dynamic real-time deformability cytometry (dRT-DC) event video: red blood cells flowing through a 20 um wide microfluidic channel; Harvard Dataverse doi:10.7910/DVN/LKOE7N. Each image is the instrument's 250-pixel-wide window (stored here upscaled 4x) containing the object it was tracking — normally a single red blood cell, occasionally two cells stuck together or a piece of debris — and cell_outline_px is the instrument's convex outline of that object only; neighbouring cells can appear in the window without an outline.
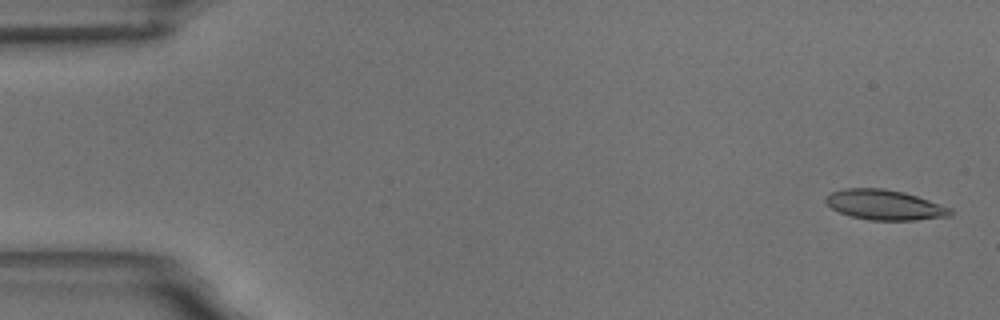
{"species": "common noctule bat (a hibernating species)", "species_latin": "Nyctalus noctula", "temperature_condition": "room temperature", "stored_images_in_passage": 15, "camera_frame_rate_fps": 3000, "um_per_image_px": 0.085, "animal": {"sex": "male", "body_mass_g": 18.8}, "frame": {"image": 1, "passage_image": 1, "time_ms": 0.0, "image_size_px": [1000, 320], "cell_outline_px": [[952, 216], [916, 220], [868, 220], [852, 216], [840, 212], [832, 208], [824, 200], [832, 192], [844, 188], [884, 188], [904, 192], [952, 208]], "centroid_in_image_um": [75.22, 17.41], "position_along_channel_um": 9.8, "area_um2": 21.73}}
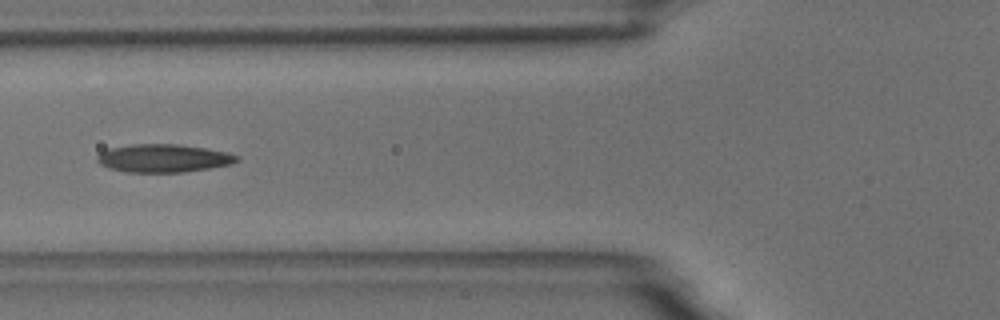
{"frame": {"image": 2, "passage_image": 6, "time_ms": 6.667, "image_size_px": [1000, 320], "cell_outline_px": [[240, 160], [232, 164], [184, 172], [124, 172], [108, 168], [100, 164], [96, 160], [96, 156], [100, 152], [112, 148], [132, 144], [176, 144], [208, 148], [228, 152], [240, 156]], "centroid_in_image_um": [13.91, 13.45], "position_along_channel_um": 111.9, "area_um2": 23.0}}
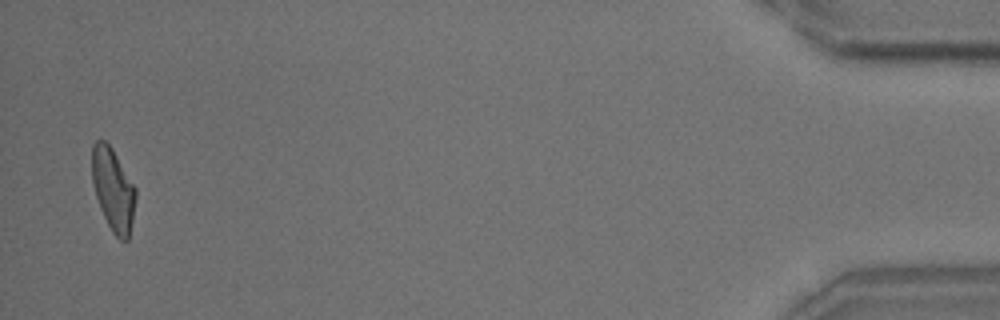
{"frame": {"image": 3, "passage_image": 15, "time_ms": 18.0, "image_size_px": [1000, 320], "cell_outline_px": [[136, 196], [132, 220], [128, 240], [120, 240], [112, 232], [100, 208], [96, 196], [92, 180], [92, 144], [96, 140], [104, 140], [112, 148], [136, 188]], "centroid_in_image_um": [9.61, 16.09], "position_along_channel_um": 425.6, "area_um2": 20.87}, "authors_computed_cell_mechanics": {"area_um2": 21.7328, "velocity_mm_per_s": 3.5437, "shape_relaxation_time_tau1_ms": 4.3798, "shape_relaxation_time_tau2_ms": 3.0775, "deformation_change_tau1": 0.1814, "deformation_change_tau2": 0.1218}}